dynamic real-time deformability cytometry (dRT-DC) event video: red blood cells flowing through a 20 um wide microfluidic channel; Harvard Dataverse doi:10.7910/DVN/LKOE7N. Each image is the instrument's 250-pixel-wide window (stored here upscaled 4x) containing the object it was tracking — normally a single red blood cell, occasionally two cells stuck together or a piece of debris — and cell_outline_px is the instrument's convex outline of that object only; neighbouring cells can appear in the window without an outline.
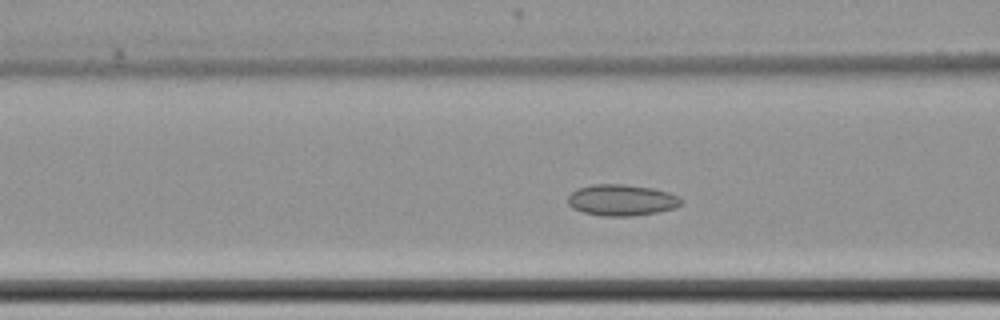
{"species": "common noctule bat (a hibernating species)", "species_latin": "Nyctalus noctula", "temperature_condition": "cold", "stored_images_in_passage": 53, "camera_frame_rate_fps": 3000, "um_per_image_px": 0.085, "animal": {"sex": "female", "body_mass_g": 22.7, "forearm_length_mm": 54.2}, "frame": {"image": 1, "passage_image": 20, "time_ms": 6.333, "image_size_px": [1000, 320], "cell_outline_px": [[684, 204], [676, 208], [656, 212], [632, 216], [600, 216], [584, 212], [572, 208], [568, 204], [568, 196], [572, 192], [580, 188], [592, 184], [624, 184], [652, 188], [668, 192], [680, 196], [684, 200]], "centroid_in_image_um": [52.89, 17.01], "position_along_channel_um": 113.7, "area_um2": 20.81}}
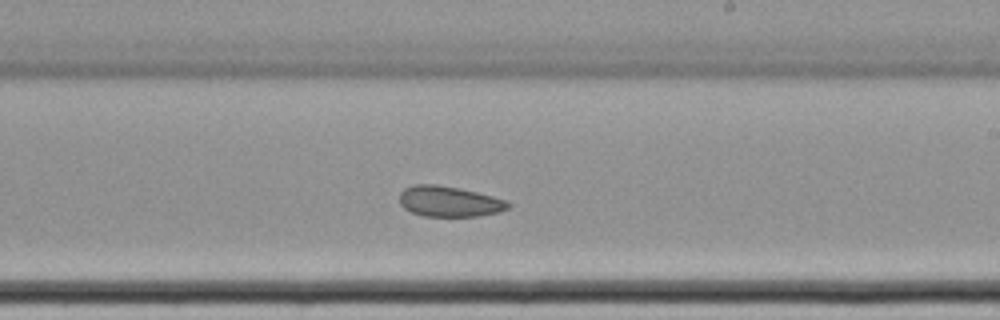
{"frame": {"image": 2, "passage_image": 32, "time_ms": 10.333, "image_size_px": [1000, 320], "cell_outline_px": [[512, 204], [508, 208], [496, 212], [476, 216], [424, 216], [412, 212], [404, 208], [400, 204], [400, 192], [404, 188], [412, 184], [436, 184], [460, 188], [492, 196], [504, 200]], "centroid_in_image_um": [38.14, 17.11], "position_along_channel_um": 250.9, "area_um2": 19.25}}
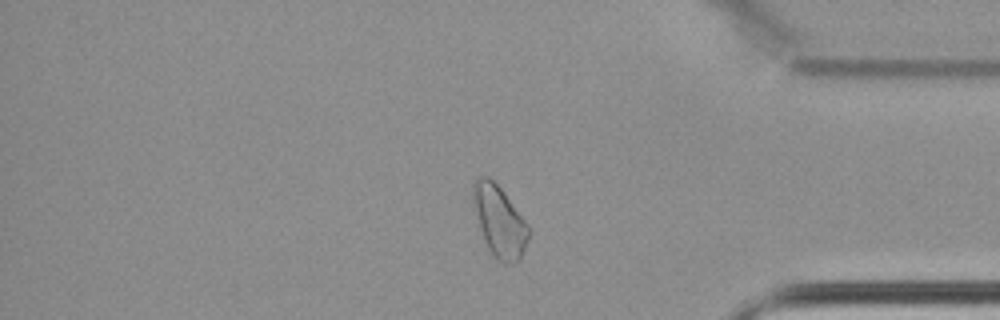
{"frame": {"image": 3, "passage_image": 46, "time_ms": 15.0, "image_size_px": [1000, 320], "cell_outline_px": [[528, 240], [520, 260], [516, 264], [504, 264], [496, 260], [488, 248], [484, 240], [472, 204], [472, 184], [480, 176], [488, 176], [500, 188], [528, 224]], "centroid_in_image_um": [42.43, 18.84], "position_along_channel_um": 392.8, "area_um2": 23.0}, "authors_computed_cell_mechanics": {"area_um2": 20.808, "velocity_mm_per_s": 3.4325, "shape_relaxation_time_tau1_ms": null, "shape_relaxation_time_tau2_ms": 3.1552, "deformation_change_tau1": null, "deformation_change_tau2": 0.0613}}